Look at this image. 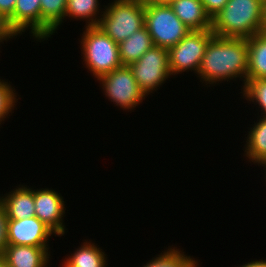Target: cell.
Masks as SVG:
<instances>
[{
	"label": "cell",
	"instance_id": "cell-21",
	"mask_svg": "<svg viewBox=\"0 0 266 267\" xmlns=\"http://www.w3.org/2000/svg\"><path fill=\"white\" fill-rule=\"evenodd\" d=\"M168 247L160 255L153 257L146 264H142V267H199L197 259L195 260L193 256H188L178 247Z\"/></svg>",
	"mask_w": 266,
	"mask_h": 267
},
{
	"label": "cell",
	"instance_id": "cell-10",
	"mask_svg": "<svg viewBox=\"0 0 266 267\" xmlns=\"http://www.w3.org/2000/svg\"><path fill=\"white\" fill-rule=\"evenodd\" d=\"M55 233L36 216L21 220L8 219L7 245L49 247Z\"/></svg>",
	"mask_w": 266,
	"mask_h": 267
},
{
	"label": "cell",
	"instance_id": "cell-32",
	"mask_svg": "<svg viewBox=\"0 0 266 267\" xmlns=\"http://www.w3.org/2000/svg\"><path fill=\"white\" fill-rule=\"evenodd\" d=\"M134 1H138V2H141V3H147L149 0H134Z\"/></svg>",
	"mask_w": 266,
	"mask_h": 267
},
{
	"label": "cell",
	"instance_id": "cell-13",
	"mask_svg": "<svg viewBox=\"0 0 266 267\" xmlns=\"http://www.w3.org/2000/svg\"><path fill=\"white\" fill-rule=\"evenodd\" d=\"M18 186L2 197L0 196V203L5 210L7 219L21 220L34 217V189L22 184Z\"/></svg>",
	"mask_w": 266,
	"mask_h": 267
},
{
	"label": "cell",
	"instance_id": "cell-4",
	"mask_svg": "<svg viewBox=\"0 0 266 267\" xmlns=\"http://www.w3.org/2000/svg\"><path fill=\"white\" fill-rule=\"evenodd\" d=\"M97 27L117 44L145 25V4L134 0H113L104 6Z\"/></svg>",
	"mask_w": 266,
	"mask_h": 267
},
{
	"label": "cell",
	"instance_id": "cell-26",
	"mask_svg": "<svg viewBox=\"0 0 266 267\" xmlns=\"http://www.w3.org/2000/svg\"><path fill=\"white\" fill-rule=\"evenodd\" d=\"M228 0H201L207 14L211 19L216 16L226 5Z\"/></svg>",
	"mask_w": 266,
	"mask_h": 267
},
{
	"label": "cell",
	"instance_id": "cell-24",
	"mask_svg": "<svg viewBox=\"0 0 266 267\" xmlns=\"http://www.w3.org/2000/svg\"><path fill=\"white\" fill-rule=\"evenodd\" d=\"M18 36L17 32L10 26L9 20L0 13V44Z\"/></svg>",
	"mask_w": 266,
	"mask_h": 267
},
{
	"label": "cell",
	"instance_id": "cell-2",
	"mask_svg": "<svg viewBox=\"0 0 266 267\" xmlns=\"http://www.w3.org/2000/svg\"><path fill=\"white\" fill-rule=\"evenodd\" d=\"M264 0H228L212 18L211 31L225 38L249 39L263 32Z\"/></svg>",
	"mask_w": 266,
	"mask_h": 267
},
{
	"label": "cell",
	"instance_id": "cell-33",
	"mask_svg": "<svg viewBox=\"0 0 266 267\" xmlns=\"http://www.w3.org/2000/svg\"><path fill=\"white\" fill-rule=\"evenodd\" d=\"M264 168H265V169H264V171H265V172H264V173H265L264 175H266V166H265ZM264 177H266V176H264ZM265 179H266V178H265ZM265 182H266V180H265Z\"/></svg>",
	"mask_w": 266,
	"mask_h": 267
},
{
	"label": "cell",
	"instance_id": "cell-16",
	"mask_svg": "<svg viewBox=\"0 0 266 267\" xmlns=\"http://www.w3.org/2000/svg\"><path fill=\"white\" fill-rule=\"evenodd\" d=\"M153 46L152 37L144 25L140 30H137L129 38L118 44L122 66H129L135 63Z\"/></svg>",
	"mask_w": 266,
	"mask_h": 267
},
{
	"label": "cell",
	"instance_id": "cell-3",
	"mask_svg": "<svg viewBox=\"0 0 266 267\" xmlns=\"http://www.w3.org/2000/svg\"><path fill=\"white\" fill-rule=\"evenodd\" d=\"M80 37L81 56L85 68L98 79L122 66L118 44L97 26L86 27Z\"/></svg>",
	"mask_w": 266,
	"mask_h": 267
},
{
	"label": "cell",
	"instance_id": "cell-18",
	"mask_svg": "<svg viewBox=\"0 0 266 267\" xmlns=\"http://www.w3.org/2000/svg\"><path fill=\"white\" fill-rule=\"evenodd\" d=\"M67 0H41V41L48 40L63 25Z\"/></svg>",
	"mask_w": 266,
	"mask_h": 267
},
{
	"label": "cell",
	"instance_id": "cell-9",
	"mask_svg": "<svg viewBox=\"0 0 266 267\" xmlns=\"http://www.w3.org/2000/svg\"><path fill=\"white\" fill-rule=\"evenodd\" d=\"M35 216L48 226L55 236H64L66 226L64 225L65 201L58 191L41 188L34 189Z\"/></svg>",
	"mask_w": 266,
	"mask_h": 267
},
{
	"label": "cell",
	"instance_id": "cell-5",
	"mask_svg": "<svg viewBox=\"0 0 266 267\" xmlns=\"http://www.w3.org/2000/svg\"><path fill=\"white\" fill-rule=\"evenodd\" d=\"M145 27L152 37L154 46L168 50L190 32L169 5L152 3H145Z\"/></svg>",
	"mask_w": 266,
	"mask_h": 267
},
{
	"label": "cell",
	"instance_id": "cell-27",
	"mask_svg": "<svg viewBox=\"0 0 266 267\" xmlns=\"http://www.w3.org/2000/svg\"><path fill=\"white\" fill-rule=\"evenodd\" d=\"M17 0H0V13L9 19L13 13Z\"/></svg>",
	"mask_w": 266,
	"mask_h": 267
},
{
	"label": "cell",
	"instance_id": "cell-22",
	"mask_svg": "<svg viewBox=\"0 0 266 267\" xmlns=\"http://www.w3.org/2000/svg\"><path fill=\"white\" fill-rule=\"evenodd\" d=\"M243 94V99L247 100V103H253L258 105V110L261 115L259 117L266 118V78L263 79H247L245 86L240 92ZM260 108V109H259Z\"/></svg>",
	"mask_w": 266,
	"mask_h": 267
},
{
	"label": "cell",
	"instance_id": "cell-19",
	"mask_svg": "<svg viewBox=\"0 0 266 267\" xmlns=\"http://www.w3.org/2000/svg\"><path fill=\"white\" fill-rule=\"evenodd\" d=\"M248 72L247 79L266 78V33H256L247 39Z\"/></svg>",
	"mask_w": 266,
	"mask_h": 267
},
{
	"label": "cell",
	"instance_id": "cell-17",
	"mask_svg": "<svg viewBox=\"0 0 266 267\" xmlns=\"http://www.w3.org/2000/svg\"><path fill=\"white\" fill-rule=\"evenodd\" d=\"M63 260L66 267H108L106 253L92 241H84Z\"/></svg>",
	"mask_w": 266,
	"mask_h": 267
},
{
	"label": "cell",
	"instance_id": "cell-6",
	"mask_svg": "<svg viewBox=\"0 0 266 267\" xmlns=\"http://www.w3.org/2000/svg\"><path fill=\"white\" fill-rule=\"evenodd\" d=\"M106 98L122 110L132 111L145 100L129 66H121L97 79Z\"/></svg>",
	"mask_w": 266,
	"mask_h": 267
},
{
	"label": "cell",
	"instance_id": "cell-30",
	"mask_svg": "<svg viewBox=\"0 0 266 267\" xmlns=\"http://www.w3.org/2000/svg\"><path fill=\"white\" fill-rule=\"evenodd\" d=\"M263 32L266 33V0H264V11H263Z\"/></svg>",
	"mask_w": 266,
	"mask_h": 267
},
{
	"label": "cell",
	"instance_id": "cell-1",
	"mask_svg": "<svg viewBox=\"0 0 266 267\" xmlns=\"http://www.w3.org/2000/svg\"><path fill=\"white\" fill-rule=\"evenodd\" d=\"M247 72V39L214 35L207 45L197 77L207 88L219 85L222 81H236L239 78L243 82L242 91L247 82Z\"/></svg>",
	"mask_w": 266,
	"mask_h": 267
},
{
	"label": "cell",
	"instance_id": "cell-12",
	"mask_svg": "<svg viewBox=\"0 0 266 267\" xmlns=\"http://www.w3.org/2000/svg\"><path fill=\"white\" fill-rule=\"evenodd\" d=\"M50 247L6 245L1 255L9 267H50Z\"/></svg>",
	"mask_w": 266,
	"mask_h": 267
},
{
	"label": "cell",
	"instance_id": "cell-14",
	"mask_svg": "<svg viewBox=\"0 0 266 267\" xmlns=\"http://www.w3.org/2000/svg\"><path fill=\"white\" fill-rule=\"evenodd\" d=\"M169 6L190 31L211 30L212 19L201 0H173Z\"/></svg>",
	"mask_w": 266,
	"mask_h": 267
},
{
	"label": "cell",
	"instance_id": "cell-25",
	"mask_svg": "<svg viewBox=\"0 0 266 267\" xmlns=\"http://www.w3.org/2000/svg\"><path fill=\"white\" fill-rule=\"evenodd\" d=\"M7 223L5 210L0 203V257L7 245Z\"/></svg>",
	"mask_w": 266,
	"mask_h": 267
},
{
	"label": "cell",
	"instance_id": "cell-7",
	"mask_svg": "<svg viewBox=\"0 0 266 267\" xmlns=\"http://www.w3.org/2000/svg\"><path fill=\"white\" fill-rule=\"evenodd\" d=\"M129 67L146 97L154 94L172 76L169 68V51L159 46L150 48Z\"/></svg>",
	"mask_w": 266,
	"mask_h": 267
},
{
	"label": "cell",
	"instance_id": "cell-11",
	"mask_svg": "<svg viewBox=\"0 0 266 267\" xmlns=\"http://www.w3.org/2000/svg\"><path fill=\"white\" fill-rule=\"evenodd\" d=\"M8 20L19 36L29 29L31 36L41 42V0H17Z\"/></svg>",
	"mask_w": 266,
	"mask_h": 267
},
{
	"label": "cell",
	"instance_id": "cell-28",
	"mask_svg": "<svg viewBox=\"0 0 266 267\" xmlns=\"http://www.w3.org/2000/svg\"><path fill=\"white\" fill-rule=\"evenodd\" d=\"M236 267V266H235ZM237 267H266V259H259V260H251L250 262L248 261L247 263L237 266Z\"/></svg>",
	"mask_w": 266,
	"mask_h": 267
},
{
	"label": "cell",
	"instance_id": "cell-23",
	"mask_svg": "<svg viewBox=\"0 0 266 267\" xmlns=\"http://www.w3.org/2000/svg\"><path fill=\"white\" fill-rule=\"evenodd\" d=\"M17 92L8 81L0 79V126L1 123L9 118L10 113H14V107L17 105ZM13 111V112H12ZM9 114V115H8Z\"/></svg>",
	"mask_w": 266,
	"mask_h": 267
},
{
	"label": "cell",
	"instance_id": "cell-29",
	"mask_svg": "<svg viewBox=\"0 0 266 267\" xmlns=\"http://www.w3.org/2000/svg\"><path fill=\"white\" fill-rule=\"evenodd\" d=\"M173 0H149L147 3L169 5Z\"/></svg>",
	"mask_w": 266,
	"mask_h": 267
},
{
	"label": "cell",
	"instance_id": "cell-8",
	"mask_svg": "<svg viewBox=\"0 0 266 267\" xmlns=\"http://www.w3.org/2000/svg\"><path fill=\"white\" fill-rule=\"evenodd\" d=\"M213 36L211 30L190 31L178 44L171 47L168 50L171 75L175 77L188 71L197 74L207 45Z\"/></svg>",
	"mask_w": 266,
	"mask_h": 267
},
{
	"label": "cell",
	"instance_id": "cell-20",
	"mask_svg": "<svg viewBox=\"0 0 266 267\" xmlns=\"http://www.w3.org/2000/svg\"><path fill=\"white\" fill-rule=\"evenodd\" d=\"M100 0H67L66 17L73 20L86 21L85 26H97L104 13V9L100 8ZM102 10V11H101ZM99 15V16H98ZM82 19V20H81Z\"/></svg>",
	"mask_w": 266,
	"mask_h": 267
},
{
	"label": "cell",
	"instance_id": "cell-15",
	"mask_svg": "<svg viewBox=\"0 0 266 267\" xmlns=\"http://www.w3.org/2000/svg\"><path fill=\"white\" fill-rule=\"evenodd\" d=\"M254 124L250 125V131L248 134L244 145V156L248 162H253V164L258 166H266V118L258 117Z\"/></svg>",
	"mask_w": 266,
	"mask_h": 267
},
{
	"label": "cell",
	"instance_id": "cell-31",
	"mask_svg": "<svg viewBox=\"0 0 266 267\" xmlns=\"http://www.w3.org/2000/svg\"><path fill=\"white\" fill-rule=\"evenodd\" d=\"M0 267H9L4 260L0 257Z\"/></svg>",
	"mask_w": 266,
	"mask_h": 267
}]
</instances>
